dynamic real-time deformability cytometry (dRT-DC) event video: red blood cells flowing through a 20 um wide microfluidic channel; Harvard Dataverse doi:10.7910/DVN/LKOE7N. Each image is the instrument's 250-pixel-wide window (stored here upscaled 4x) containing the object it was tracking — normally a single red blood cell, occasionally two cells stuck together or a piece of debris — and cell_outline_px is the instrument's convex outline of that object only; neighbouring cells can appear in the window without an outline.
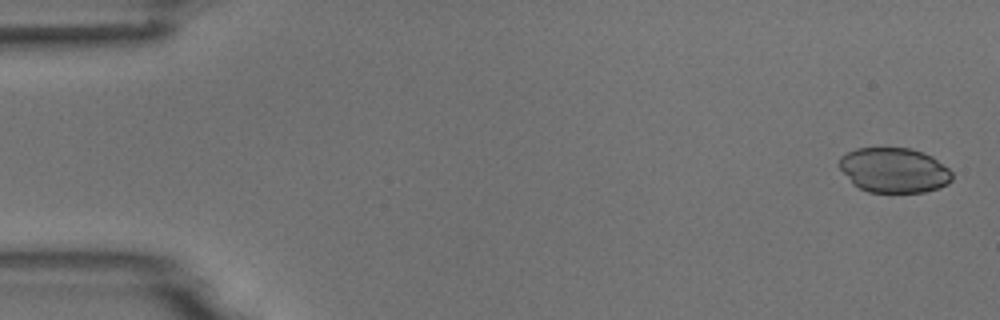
{"species": "common noctule bat (a hibernating species)", "species_latin": "Nyctalus noctula", "temperature_condition": "room temperature", "stored_images_in_passage": 5, "camera_frame_rate_fps": 3000, "um_per_image_px": 0.085, "animal": {"sex": "male", "body_mass_g": 18.8}, "frame": {"image": 1, "passage_image": 1, "time_ms": 0.0, "image_size_px": [1000, 320], "cell_outline_px": [[952, 180], [948, 184], [940, 188], [924, 192], [868, 192], [852, 184], [840, 168], [840, 156], [856, 148], [912, 148], [924, 152], [932, 156], [948, 168], [952, 172]], "centroid_in_image_um": [76.01, 14.47], "position_along_channel_um": 9.0, "area_um2": 29.65}}